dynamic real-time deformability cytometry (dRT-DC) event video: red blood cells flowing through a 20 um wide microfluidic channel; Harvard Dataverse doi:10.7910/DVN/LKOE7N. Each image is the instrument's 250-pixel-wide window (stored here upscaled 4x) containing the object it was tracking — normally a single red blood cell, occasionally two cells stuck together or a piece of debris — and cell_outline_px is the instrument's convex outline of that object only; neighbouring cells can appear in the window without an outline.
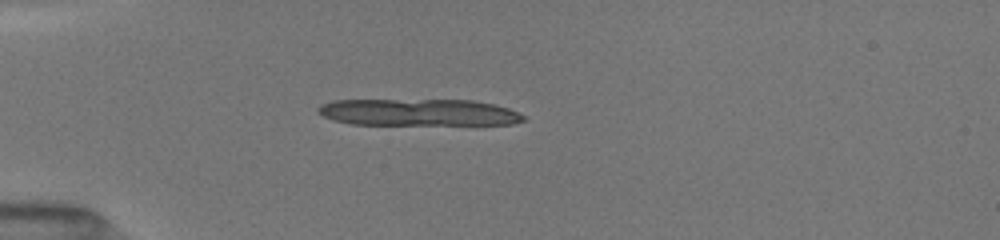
{"species": "common noctule bat (a hibernating species)", "species_latin": "Nyctalus noctula", "temperature_condition": "room temperature", "stored_images_in_passage": 34, "segment_of_instrument_passage": [1, 2], "camera_frame_rate_fps": 3000, "um_per_image_px": 0.085, "animal": {"sex": "female", "body_mass_g": 19.5, "forearm_length_mm": 54.1}, "frame": {"image": 1, "passage_image": 1, "time_ms": 0.0, "image_size_px": [1000, 240], "cell_outline_px": [[524, 120], [512, 124], [352, 124], [336, 120], [324, 116], [316, 112], [316, 108], [320, 104], [332, 100], [472, 100], [492, 104], [508, 108], [524, 116]], "centroid_in_image_um": [35.52, 9.54], "position_along_channel_um": 49.5, "area_um2": 31.85}}